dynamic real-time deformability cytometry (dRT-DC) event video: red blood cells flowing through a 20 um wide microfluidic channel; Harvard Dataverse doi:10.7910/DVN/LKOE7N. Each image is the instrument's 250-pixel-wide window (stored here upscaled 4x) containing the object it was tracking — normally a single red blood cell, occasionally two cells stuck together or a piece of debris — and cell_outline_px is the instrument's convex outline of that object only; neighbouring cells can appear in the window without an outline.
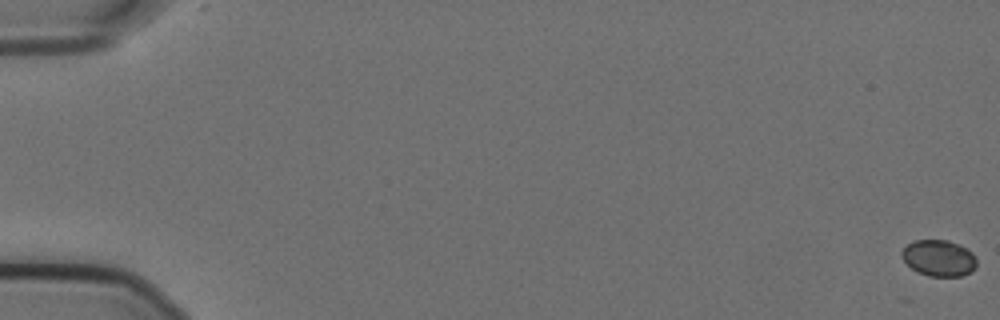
{"species": "Egyptian fruit bat (a non-hibernating species)", "species_latin": "Rousettus aegyptiacus", "temperature_condition": "cold", "stored_images_in_passage": 19, "camera_frame_rate_fps": 3000, "um_per_image_px": 0.085, "animal": {"sex": "female"}, "frame": {"image": 1, "passage_image": 1, "time_ms": 0.0, "image_size_px": [1000, 320], "cell_outline_px": [[976, 268], [960, 276], [928, 276], [912, 268], [900, 256], [900, 252], [908, 244], [916, 240], [948, 240], [968, 248], [972, 252], [976, 260]], "centroid_in_image_um": [79.81, 21.92], "position_along_channel_um": 5.2, "area_um2": 15.72}}